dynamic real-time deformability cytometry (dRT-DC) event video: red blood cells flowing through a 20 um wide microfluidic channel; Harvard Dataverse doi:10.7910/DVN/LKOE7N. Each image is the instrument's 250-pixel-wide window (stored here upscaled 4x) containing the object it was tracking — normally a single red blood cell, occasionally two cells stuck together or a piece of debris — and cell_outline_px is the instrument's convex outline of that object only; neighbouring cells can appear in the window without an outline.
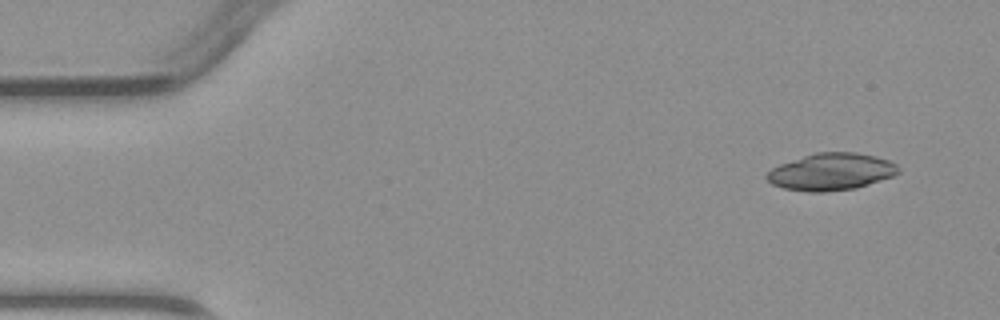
{"species": "common noctule bat (a hibernating species)", "species_latin": "Nyctalus noctula", "temperature_condition": "warm", "stored_images_in_passage": 4, "camera_frame_rate_fps": 3000, "um_per_image_px": 0.085, "animal": {"sex": "male", "body_mass_g": 23.1, "forearm_length_mm": 52.7}, "frame": {"image": 1, "passage_image": 1, "time_ms": 0.0, "image_size_px": [1000, 320], "cell_outline_px": [[900, 172], [892, 176], [856, 188], [824, 192], [808, 192], [784, 188], [772, 184], [764, 176], [772, 168], [780, 164], [816, 152], [856, 152], [876, 156], [888, 160], [896, 164], [900, 168]], "centroid_in_image_um": [70.66, 14.6], "position_along_channel_um": 14.3, "area_um2": 28.32}}